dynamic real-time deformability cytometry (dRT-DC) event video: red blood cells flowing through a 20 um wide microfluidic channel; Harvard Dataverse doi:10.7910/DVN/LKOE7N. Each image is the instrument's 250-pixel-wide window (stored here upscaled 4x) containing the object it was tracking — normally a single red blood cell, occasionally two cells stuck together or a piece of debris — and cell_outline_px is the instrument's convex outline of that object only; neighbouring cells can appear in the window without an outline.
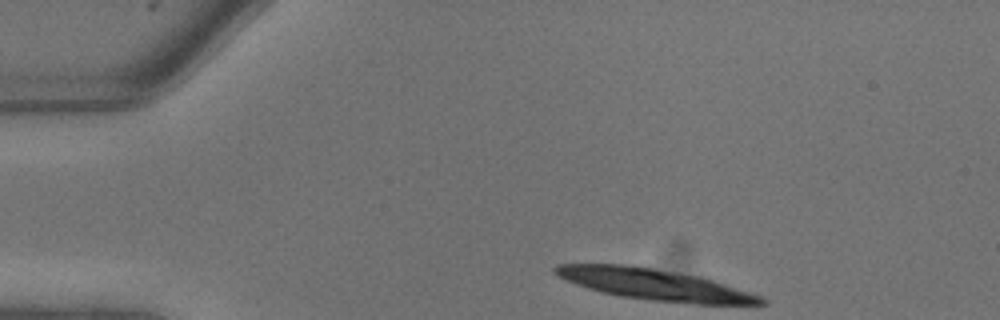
{"species": "common noctule bat (a hibernating species)", "species_latin": "Nyctalus noctula", "temperature_condition": "warm", "stored_images_in_passage": 7, "camera_frame_rate_fps": 3000, "um_per_image_px": 0.085, "animal": {"sex": "male", "body_mass_g": 13.3}, "frame": {"image": 1, "passage_image": 1, "time_ms": 0.0, "image_size_px": [1000, 320], "cell_outline_px": [[768, 304], [692, 304], [652, 300], [620, 296], [600, 292], [576, 284], [552, 272], [552, 268], [556, 264], [620, 264], [652, 268], [700, 276], [764, 296], [768, 300]], "centroid_in_image_um": [55.69, 24.19], "position_along_channel_um": 29.3, "area_um2": 37.28}}
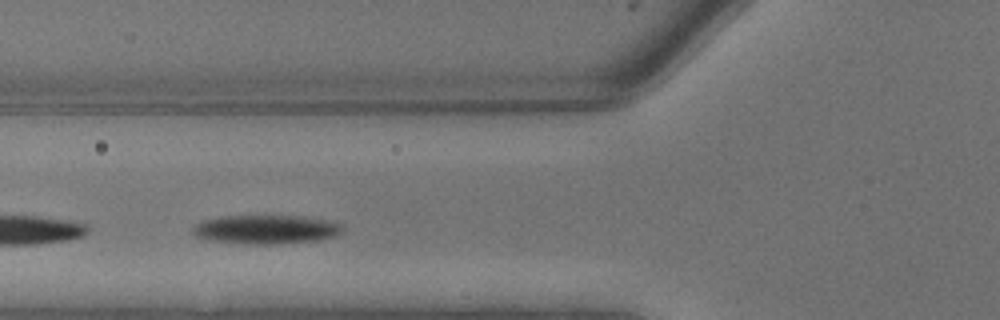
{"frame": {"image": 2, "passage_image": 6, "time_ms": 1.667, "image_size_px": [1000, 320], "cell_outline_px": [[344, 228], [336, 236], [320, 240], [280, 244], [248, 244], [204, 240], [196, 236], [192, 232], [192, 228], [200, 220], [220, 216], [296, 216], [328, 220], [340, 224]], "centroid_in_image_um": [22.56, 19.51], "position_along_channel_um": 103.2, "area_um2": 25.49}}